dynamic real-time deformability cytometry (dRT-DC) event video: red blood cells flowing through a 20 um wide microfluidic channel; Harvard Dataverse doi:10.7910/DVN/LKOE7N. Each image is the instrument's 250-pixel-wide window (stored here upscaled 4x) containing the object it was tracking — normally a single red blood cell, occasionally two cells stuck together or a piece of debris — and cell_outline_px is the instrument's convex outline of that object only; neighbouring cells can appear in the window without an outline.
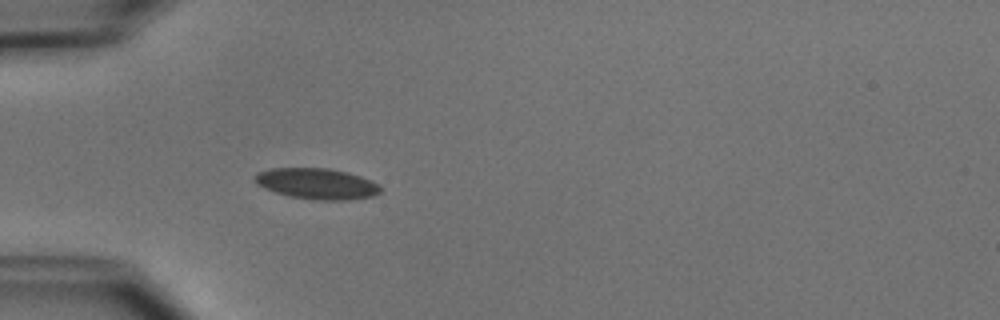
{"species": "common noctule bat (a hibernating species)", "species_latin": "Nyctalus noctula", "temperature_condition": "cold", "stored_images_in_passage": 37, "camera_frame_rate_fps": 3000, "um_per_image_px": 0.085, "animal": {"sex": "male", "body_mass_g": 15.6}, "frame": {"image": 1, "passage_image": 1, "time_ms": 0.0, "image_size_px": [1000, 320], "cell_outline_px": [[380, 192], [372, 196], [348, 200], [320, 200], [292, 196], [276, 192], [264, 188], [252, 180], [252, 176], [256, 172], [272, 168], [328, 168], [348, 172], [372, 180], [380, 184]], "centroid_in_image_um": [26.92, 15.6], "position_along_channel_um": 58.1, "area_um2": 22.66}}
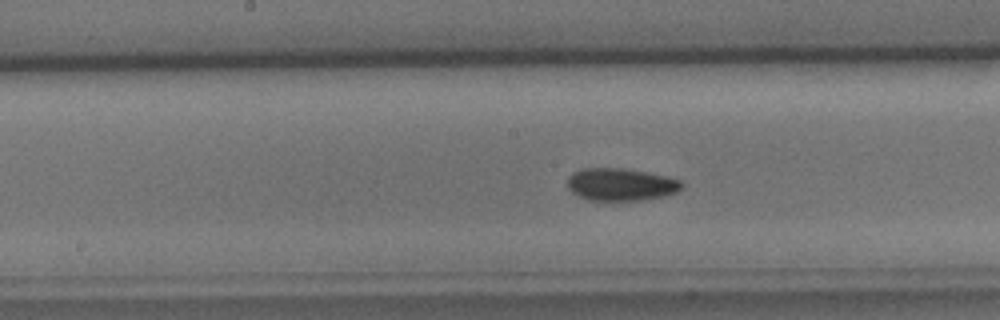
{"frame": {"image": 2, "passage_image": 12, "time_ms": 3.667, "image_size_px": [1000, 320], "cell_outline_px": [[684, 184], [676, 192], [664, 196], [640, 200], [588, 200], [572, 192], [568, 188], [568, 176], [572, 172], [580, 168], [624, 168], [664, 176], [680, 180]], "centroid_in_image_um": [52.73, 15.67], "position_along_channel_um": 195.5, "area_um2": 21.5}}
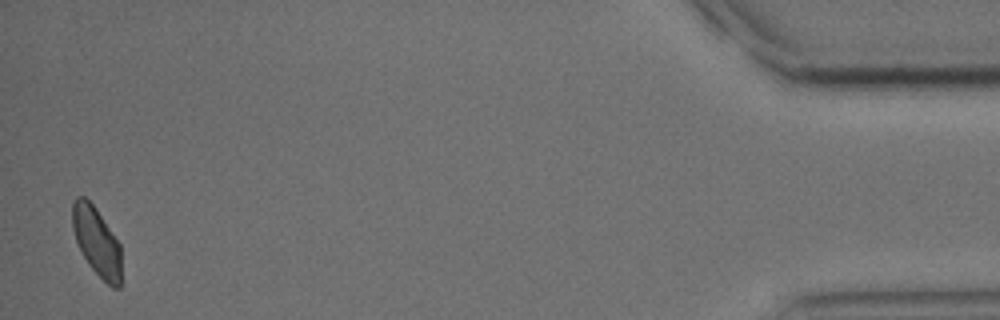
{"frame": {"image": 3, "passage_image": 36, "time_ms": 11.667, "image_size_px": [1000, 320], "cell_outline_px": [[120, 288], [112, 288], [88, 264], [76, 240], [72, 228], [72, 204], [76, 196], [84, 196], [96, 208], [120, 244]], "centroid_in_image_um": [8.2, 20.5], "position_along_channel_um": 427.0, "area_um2": 19.31}, "authors_computed_cell_mechanics": {"area_um2": 20.808, "velocity_mm_per_s": 3.9056, "shape_relaxation_time_tau1_ms": 3.657, "shape_relaxation_time_tau2_ms": 4.0965, "deformation_change_tau1": 0.0923, "deformation_change_tau2": 0.0715}}